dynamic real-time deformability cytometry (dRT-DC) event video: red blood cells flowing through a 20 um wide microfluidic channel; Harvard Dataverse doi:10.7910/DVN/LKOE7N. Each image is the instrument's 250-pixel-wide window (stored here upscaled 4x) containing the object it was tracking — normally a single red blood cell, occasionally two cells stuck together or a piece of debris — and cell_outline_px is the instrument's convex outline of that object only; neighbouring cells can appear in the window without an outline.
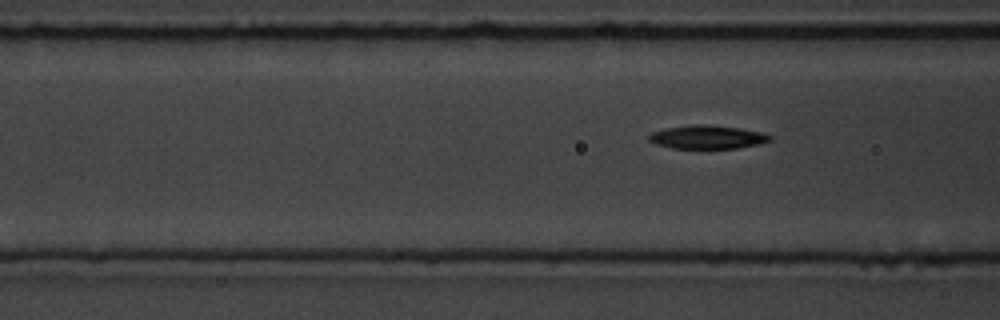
{"species": "common noctule bat (a hibernating species)", "species_latin": "Nyctalus noctula", "temperature_condition": "room temperature", "stored_images_in_passage": 6, "segment_of_instrument_passage": [2, 2], "camera_frame_rate_fps": 3000, "um_per_image_px": 0.085, "animal": {"sex": "male", "body_mass_g": 19.5, "forearm_length_mm": 54.6}, "frame": {"image": 1, "passage_image": 6, "time_ms": 5.667, "image_size_px": [1000, 320], "cell_outline_px": [[772, 140], [760, 144], [736, 148], [672, 148], [656, 144], [648, 140], [648, 136], [652, 132], [664, 128], [692, 124], [704, 124], [740, 128], [764, 132], [772, 136]], "centroid_in_image_um": [60.14, 11.64], "position_along_channel_um": 106.5, "area_um2": 16.7}}